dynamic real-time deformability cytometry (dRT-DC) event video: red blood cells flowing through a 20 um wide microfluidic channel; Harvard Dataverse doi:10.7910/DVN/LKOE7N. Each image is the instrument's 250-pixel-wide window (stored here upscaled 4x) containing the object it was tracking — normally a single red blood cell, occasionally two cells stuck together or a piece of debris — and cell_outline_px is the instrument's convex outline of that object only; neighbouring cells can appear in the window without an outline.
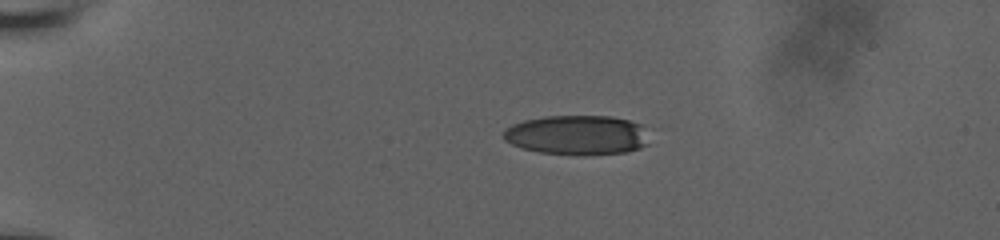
{"species": "human", "species_latin": "Homo sapiens", "temperature_condition": "room temperature", "stored_images_in_passage": 44, "camera_frame_rate_fps": 3000, "um_per_image_px": 0.085, "donor": {"sex": "male"}, "frame": {"image": 1, "passage_image": 1, "time_ms": 0.0, "image_size_px": [1000, 240], "cell_outline_px": [[648, 144], [640, 148], [624, 152], [584, 156], [576, 156], [540, 152], [520, 148], [504, 140], [504, 132], [512, 124], [524, 120], [544, 116], [612, 116], [644, 124]], "centroid_in_image_um": [49.07, 11.49], "position_along_channel_um": 35.9, "area_um2": 34.04}}
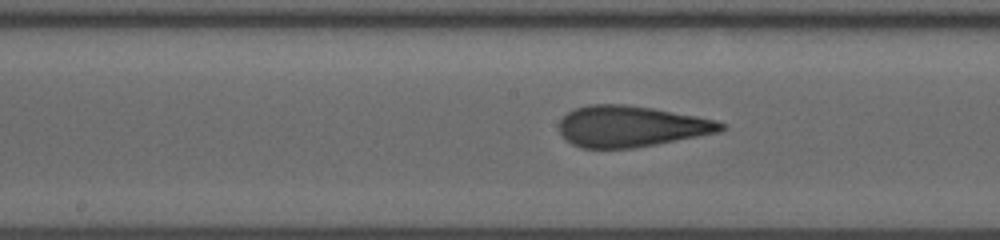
{"frame": {"image": 2, "passage_image": 19, "time_ms": 6.0, "image_size_px": [1000, 240], "cell_outline_px": [[728, 128], [720, 132], [656, 144], [632, 148], [580, 148], [572, 144], [560, 132], [560, 120], [568, 112], [576, 108], [588, 104], [628, 104], [652, 108], [696, 116], [716, 120], [724, 124]], "centroid_in_image_um": [53.66, 10.73], "position_along_channel_um": 194.5, "area_um2": 38.61}}
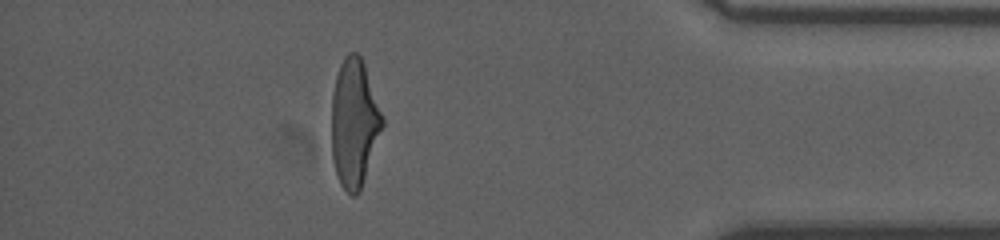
{"frame": {"image": 3, "passage_image": 38, "time_ms": 12.333, "image_size_px": [1000, 240], "cell_outline_px": [[384, 124], [360, 192], [356, 196], [352, 196], [340, 184], [332, 160], [332, 92], [336, 76], [340, 64], [344, 56], [348, 52], [356, 52], [360, 56], [364, 64], [384, 116]], "centroid_in_image_um": [30.11, 10.45], "position_along_channel_um": 405.1, "area_um2": 38.03}, "authors_computed_cell_mechanics": {"area_um2": 38.148, "velocity_mm_per_s": 3.8309, "shape_relaxation_time_tau1_ms": null, "shape_relaxation_time_tau2_ms": 1.0585, "deformation_change_tau1": null, "deformation_change_tau2": 0.0984}}